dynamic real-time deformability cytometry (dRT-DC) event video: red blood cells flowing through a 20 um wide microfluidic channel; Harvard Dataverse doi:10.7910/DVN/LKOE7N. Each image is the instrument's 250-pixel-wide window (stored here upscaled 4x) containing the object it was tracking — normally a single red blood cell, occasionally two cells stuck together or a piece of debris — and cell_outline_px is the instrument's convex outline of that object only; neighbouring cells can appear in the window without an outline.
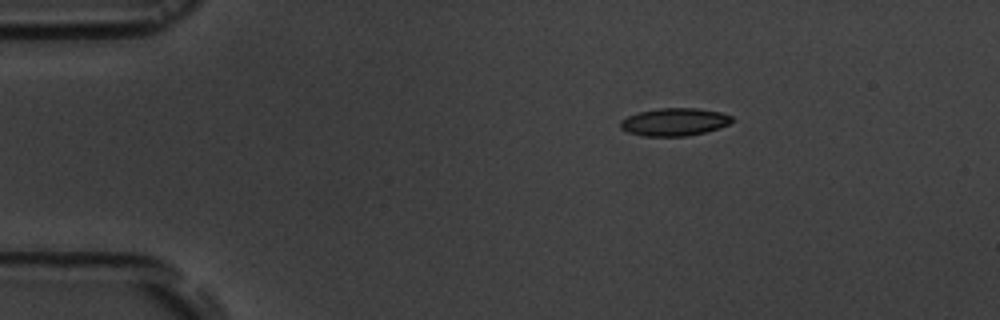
{"species": "common noctule bat (a hibernating species)", "species_latin": "Nyctalus noctula", "temperature_condition": "room temperature", "stored_images_in_passage": 4, "camera_frame_rate_fps": 3000, "um_per_image_px": 0.085, "animal": {"sex": "male", "body_mass_g": 19.5, "forearm_length_mm": 54.6}, "frame": {"image": 1, "passage_image": 4, "time_ms": 4.333, "image_size_px": [1000, 320], "cell_outline_px": [[736, 120], [720, 128], [688, 136], [644, 136], [628, 132], [620, 128], [620, 120], [636, 112], [660, 108], [696, 108], [720, 112], [732, 116]], "centroid_in_image_um": [57.33, 10.36], "position_along_channel_um": 27.7, "area_um2": 18.15}}